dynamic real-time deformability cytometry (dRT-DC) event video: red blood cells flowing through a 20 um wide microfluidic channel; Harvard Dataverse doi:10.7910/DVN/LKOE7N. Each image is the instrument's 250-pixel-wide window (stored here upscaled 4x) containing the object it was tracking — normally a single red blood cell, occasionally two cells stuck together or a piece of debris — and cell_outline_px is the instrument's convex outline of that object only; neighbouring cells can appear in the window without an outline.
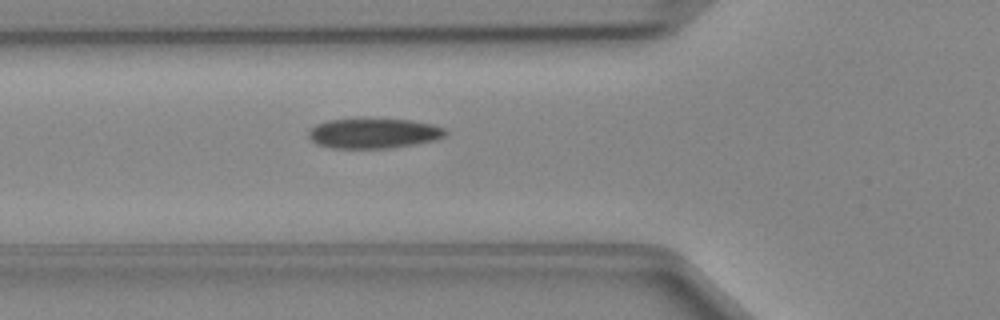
{"species": "Egyptian fruit bat (a non-hibernating species)", "species_latin": "Rousettus aegyptiacus", "temperature_condition": "cold", "stored_images_in_passage": 35, "camera_frame_rate_fps": 3000, "um_per_image_px": 0.085, "animal": {"sex": "female"}, "frame": {"image": 1, "passage_image": 8, "time_ms": 2.333, "image_size_px": [1000, 320], "cell_outline_px": [[448, 132], [444, 136], [436, 140], [388, 148], [332, 148], [316, 144], [308, 136], [308, 132], [316, 124], [328, 120], [412, 120], [432, 124], [444, 128]], "centroid_in_image_um": [31.76, 11.34], "position_along_channel_um": 94.0, "area_um2": 23.52}}
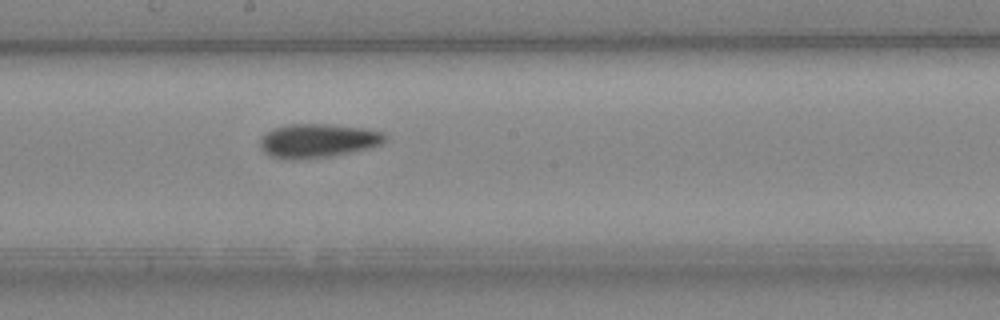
{"frame": {"image": 2, "passage_image": 17, "time_ms": 5.333, "image_size_px": [1000, 320], "cell_outline_px": [[388, 140], [372, 148], [328, 156], [296, 160], [280, 160], [268, 156], [260, 148], [260, 140], [268, 132], [276, 128], [288, 124], [328, 124], [368, 128], [384, 132], [388, 136]], "centroid_in_image_um": [27.05, 11.97], "position_along_channel_um": 221.2, "area_um2": 25.03}}
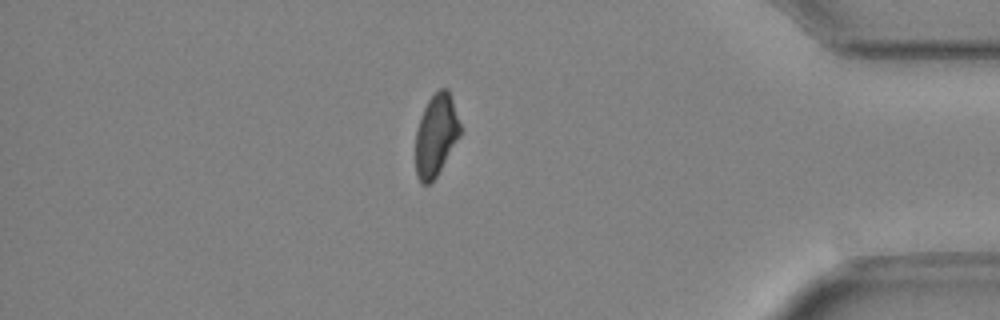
{"frame": {"image": 3, "passage_image": 32, "time_ms": 10.333, "image_size_px": [1000, 320], "cell_outline_px": [[460, 136], [436, 176], [428, 184], [424, 184], [416, 176], [416, 128], [420, 116], [428, 100], [440, 88], [448, 88], [460, 124]], "centroid_in_image_um": [37.05, 11.47], "position_along_channel_um": 398.2, "area_um2": 20.98}}